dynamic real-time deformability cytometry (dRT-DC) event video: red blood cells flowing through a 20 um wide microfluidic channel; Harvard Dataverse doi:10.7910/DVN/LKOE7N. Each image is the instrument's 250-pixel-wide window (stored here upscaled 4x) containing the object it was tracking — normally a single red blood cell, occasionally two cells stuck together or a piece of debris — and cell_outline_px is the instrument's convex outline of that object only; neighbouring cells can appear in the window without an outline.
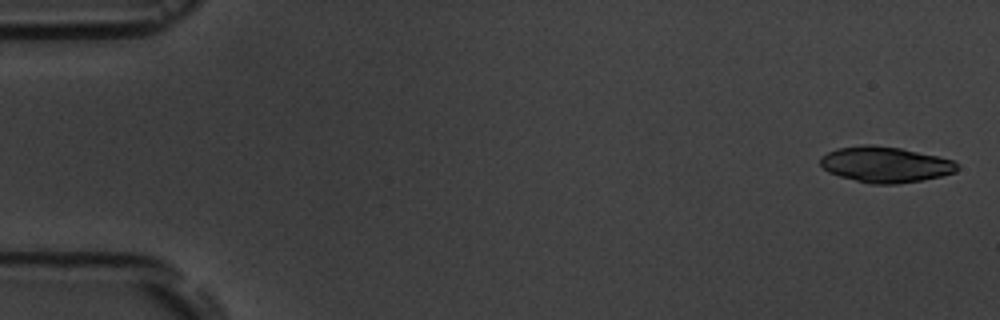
{"species": "common noctule bat (a hibernating species)", "species_latin": "Nyctalus noctula", "temperature_condition": "room temperature", "stored_images_in_passage": 3, "camera_frame_rate_fps": 3000, "um_per_image_px": 0.085, "animal": {"sex": "male", "body_mass_g": 19.5, "forearm_length_mm": 54.6}, "frame": {"image": 1, "passage_image": 1, "time_ms": 0.0, "image_size_px": [1000, 320], "cell_outline_px": [[956, 172], [940, 176], [920, 180], [896, 184], [872, 184], [840, 176], [828, 172], [820, 164], [820, 156], [836, 148], [864, 144], [872, 144], [900, 148], [936, 156], [952, 160], [956, 164]], "centroid_in_image_um": [75.19, 13.97], "position_along_channel_um": 9.8, "area_um2": 28.26}}